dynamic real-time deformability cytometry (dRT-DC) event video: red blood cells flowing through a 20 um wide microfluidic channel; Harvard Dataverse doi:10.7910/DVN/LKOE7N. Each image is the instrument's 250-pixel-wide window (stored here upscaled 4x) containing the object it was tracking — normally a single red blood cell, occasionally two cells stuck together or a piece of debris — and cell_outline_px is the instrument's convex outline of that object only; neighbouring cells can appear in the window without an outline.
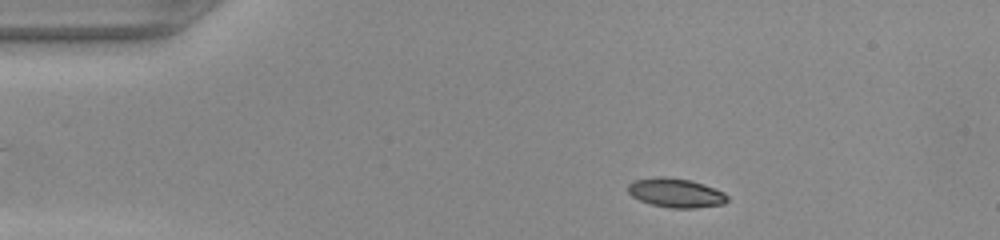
{"species": "common noctule bat (a hibernating species)", "species_latin": "Nyctalus noctula", "temperature_condition": "warm", "stored_images_in_passage": 41, "camera_frame_rate_fps": 3000, "um_per_image_px": 0.085, "animal": {"sex": "female", "body_mass_g": 22.0, "forearm_length_mm": 56.7}, "frame": {"image": 1, "passage_image": 6, "time_ms": 1.667, "image_size_px": [1000, 240], "cell_outline_px": [[728, 200], [724, 204], [696, 208], [668, 208], [652, 204], [640, 200], [632, 196], [628, 192], [628, 184], [632, 180], [660, 176], [664, 176], [688, 180], [704, 184], [724, 192], [728, 196]], "centroid_in_image_um": [57.44, 16.39], "position_along_channel_um": 27.6, "area_um2": 16.94}}
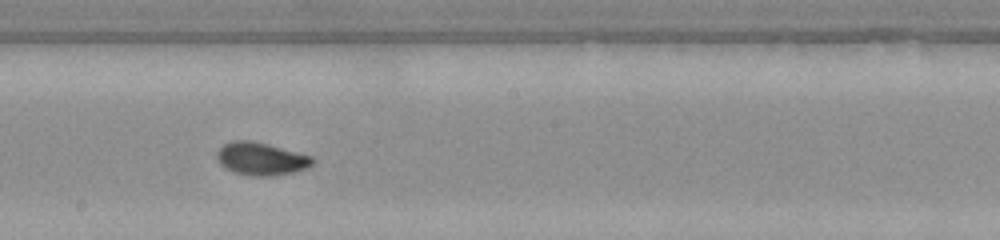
{"frame": {"image": 2, "passage_image": 25, "time_ms": 8.0, "image_size_px": [1000, 240], "cell_outline_px": [[316, 160], [308, 168], [276, 176], [252, 176], [232, 172], [224, 168], [216, 160], [216, 152], [224, 144], [232, 140], [252, 140], [268, 144], [312, 156]], "centroid_in_image_um": [22.17, 13.5], "position_along_channel_um": 226.0, "area_um2": 18.55}}
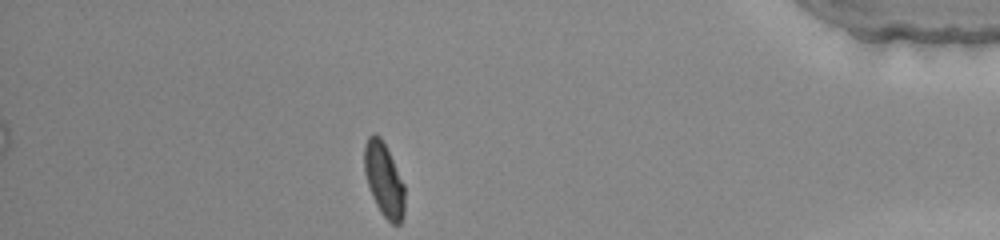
{"frame": {"image": 3, "passage_image": 41, "time_ms": 13.333, "image_size_px": [1000, 240], "cell_outline_px": [[404, 216], [400, 224], [392, 224], [380, 212], [372, 196], [364, 172], [364, 144], [368, 136], [372, 132], [376, 132], [380, 136], [404, 184]], "centroid_in_image_um": [32.62, 15.26], "position_along_channel_um": 402.6, "area_um2": 17.28}}